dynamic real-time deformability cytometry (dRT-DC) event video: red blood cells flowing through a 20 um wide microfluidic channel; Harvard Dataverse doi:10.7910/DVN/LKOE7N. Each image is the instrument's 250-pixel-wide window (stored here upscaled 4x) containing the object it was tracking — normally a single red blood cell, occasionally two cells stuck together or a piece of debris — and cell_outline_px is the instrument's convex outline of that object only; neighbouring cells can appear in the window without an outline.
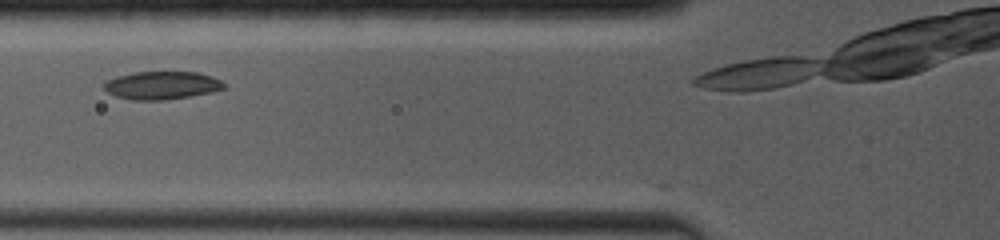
{"species": "common noctule bat (a hibernating species)", "species_latin": "Nyctalus noctula", "temperature_condition": "room temperature", "stored_images_in_passage": 5, "camera_frame_rate_fps": 4000, "um_per_image_px": 0.085, "animal": {"sex": "female", "body_mass_g": 19.0, "forearm_length_mm": 53.3}, "frame": {"image": 1, "passage_image": 4, "time_ms": 2.75, "image_size_px": [1000, 240], "cell_outline_px": [[228, 88], [192, 96], [164, 100], [132, 100], [116, 96], [108, 92], [104, 88], [104, 84], [108, 80], [116, 76], [132, 72], [196, 72], [212, 76], [220, 80]], "centroid_in_image_um": [13.77, 7.25], "position_along_channel_um": 112.0, "area_um2": 19.59}}